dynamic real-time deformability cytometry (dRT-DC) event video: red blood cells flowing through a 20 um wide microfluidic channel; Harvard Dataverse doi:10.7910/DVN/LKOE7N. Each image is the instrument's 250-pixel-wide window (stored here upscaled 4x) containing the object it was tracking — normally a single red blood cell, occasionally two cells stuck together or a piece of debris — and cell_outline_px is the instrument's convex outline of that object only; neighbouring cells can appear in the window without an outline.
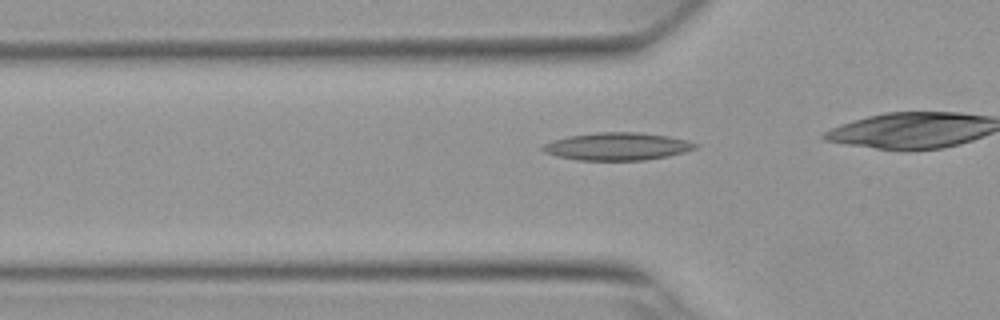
{"species": "Egyptian fruit bat (a non-hibernating species)", "species_latin": "Rousettus aegyptiacus", "temperature_condition": "warm", "stored_images_in_passage": 15, "camera_frame_rate_fps": 3000, "um_per_image_px": 0.085, "animal": {"sex": "female"}, "frame": {"image": 1, "passage_image": 9, "time_ms": 2.667, "image_size_px": [1000, 320], "cell_outline_px": [[700, 144], [696, 148], [684, 152], [668, 156], [644, 160], [576, 160], [556, 156], [544, 152], [540, 148], [544, 144], [552, 140], [568, 136], [596, 132], [640, 132], [668, 136], [688, 140]], "centroid_in_image_um": [52.46, 12.44], "position_along_channel_um": 73.3, "area_um2": 24.74}}
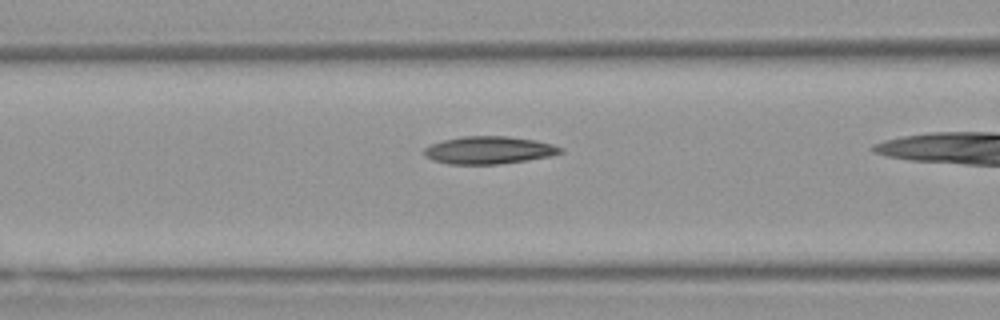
{"frame": {"image": 2, "passage_image": 13, "time_ms": 4.0, "image_size_px": [1000, 320], "cell_outline_px": [[564, 152], [552, 156], [500, 164], [448, 164], [432, 160], [424, 156], [424, 148], [428, 144], [444, 140], [464, 136], [508, 136], [536, 140], [552, 144], [564, 148]], "centroid_in_image_um": [41.56, 12.76], "position_along_channel_um": 125.0, "area_um2": 22.14}}